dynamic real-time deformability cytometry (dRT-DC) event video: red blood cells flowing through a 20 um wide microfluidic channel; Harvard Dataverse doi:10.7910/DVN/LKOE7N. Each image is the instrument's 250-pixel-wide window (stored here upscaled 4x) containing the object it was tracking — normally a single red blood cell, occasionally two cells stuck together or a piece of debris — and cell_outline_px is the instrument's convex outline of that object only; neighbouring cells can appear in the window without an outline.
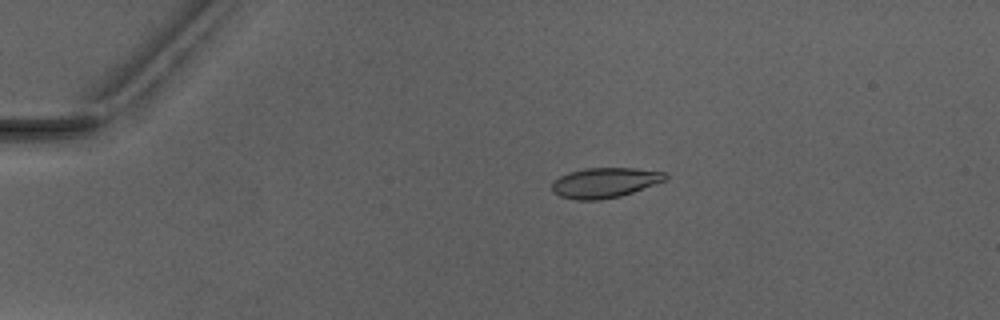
{"species": "Egyptian fruit bat (a non-hibernating species)", "species_latin": "Rousettus aegyptiacus", "temperature_condition": "warm", "stored_images_in_passage": 5, "camera_frame_rate_fps": 3000, "um_per_image_px": 0.085, "animal": {"sex": "male"}, "frame": {"image": 1, "passage_image": 3, "time_ms": 2.333, "image_size_px": [1000, 320], "cell_outline_px": [[668, 180], [620, 196], [600, 200], [576, 200], [560, 196], [552, 192], [552, 180], [568, 172], [588, 168], [636, 168], [664, 172], [668, 176]], "centroid_in_image_um": [51.4, 15.53], "position_along_channel_um": 33.6, "area_um2": 20.0}}